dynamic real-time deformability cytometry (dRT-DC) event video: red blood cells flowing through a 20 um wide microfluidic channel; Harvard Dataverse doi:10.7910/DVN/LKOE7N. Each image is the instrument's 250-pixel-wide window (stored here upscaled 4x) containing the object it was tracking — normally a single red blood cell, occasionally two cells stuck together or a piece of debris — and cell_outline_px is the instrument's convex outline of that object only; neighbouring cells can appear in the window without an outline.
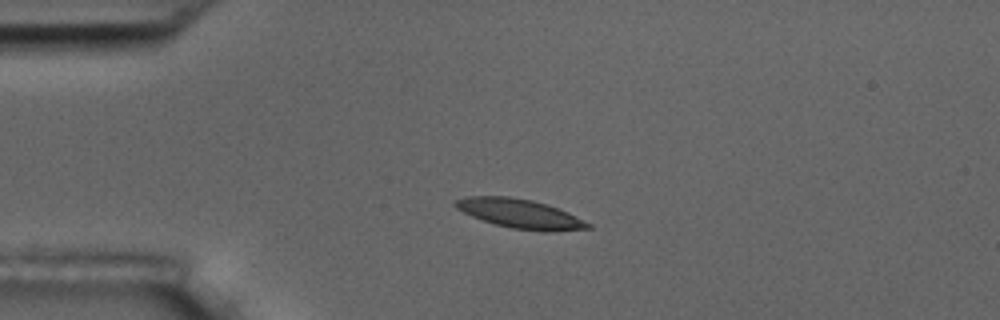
{"species": "common noctule bat (a hibernating species)", "species_latin": "Nyctalus noctula", "temperature_condition": "room temperature", "stored_images_in_passage": 14, "camera_frame_rate_fps": 3000, "um_per_image_px": 0.085, "animal": {"sex": "male", "body_mass_g": 17.5, "forearm_length_mm": 52.3}, "frame": {"image": 1, "passage_image": 3, "time_ms": 3.0, "image_size_px": [1000, 320], "cell_outline_px": [[592, 228], [548, 232], [544, 232], [512, 228], [496, 224], [472, 216], [456, 208], [452, 204], [456, 200], [464, 196], [508, 196], [532, 200], [548, 204], [568, 212], [592, 224]], "centroid_in_image_um": [44.23, 18.16], "position_along_channel_um": 40.8, "area_um2": 22.6}}
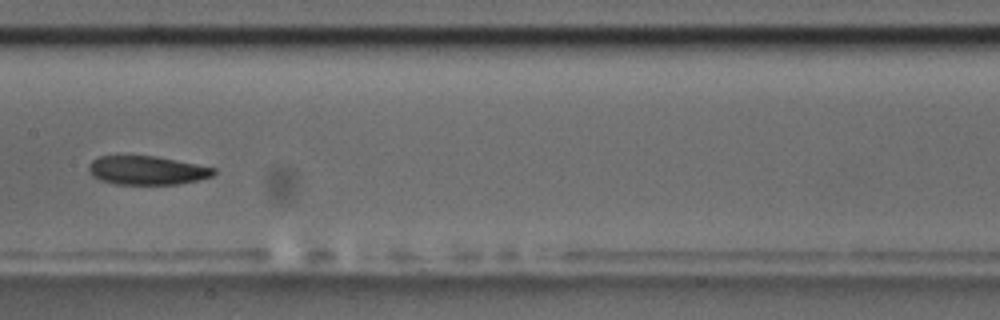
{"frame": {"image": 2, "passage_image": 7, "time_ms": 8.0, "image_size_px": [1000, 320], "cell_outline_px": [[216, 172], [212, 176], [180, 184], [116, 184], [100, 180], [92, 176], [88, 172], [88, 164], [92, 160], [100, 156], [156, 156], [216, 168]], "centroid_in_image_um": [12.46, 14.48], "position_along_channel_um": 194.9, "area_um2": 20.92}}
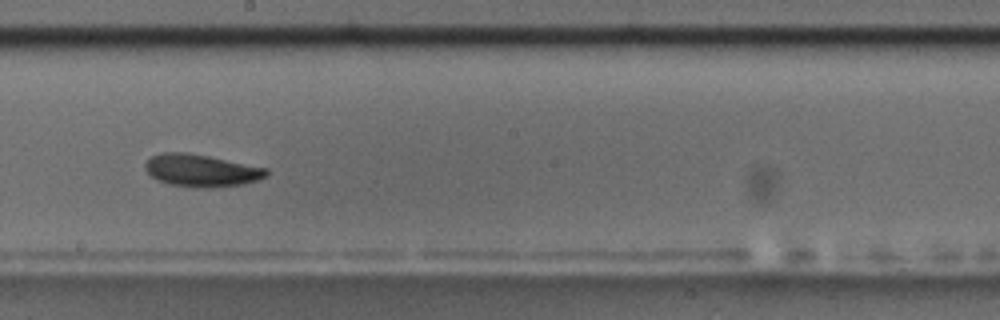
{"frame": {"image": 3, "passage_image": 8, "time_ms": 9.0, "image_size_px": [1000, 320], "cell_outline_px": [[268, 176], [260, 180], [244, 184], [208, 188], [196, 188], [168, 184], [156, 180], [144, 168], [144, 164], [152, 156], [164, 152], [188, 152], [268, 168]], "centroid_in_image_um": [17.13, 14.5], "position_along_channel_um": 231.1, "area_um2": 23.06}, "authors_computed_cell_mechanics": {"area_um2": 21.6172, "velocity_mm_per_s": 3.6386, "shape_relaxation_time_tau1_ms": 4.954, "shape_relaxation_time_tau2_ms": null, "deformation_change_tau1": 0.1088, "deformation_change_tau2": null}}